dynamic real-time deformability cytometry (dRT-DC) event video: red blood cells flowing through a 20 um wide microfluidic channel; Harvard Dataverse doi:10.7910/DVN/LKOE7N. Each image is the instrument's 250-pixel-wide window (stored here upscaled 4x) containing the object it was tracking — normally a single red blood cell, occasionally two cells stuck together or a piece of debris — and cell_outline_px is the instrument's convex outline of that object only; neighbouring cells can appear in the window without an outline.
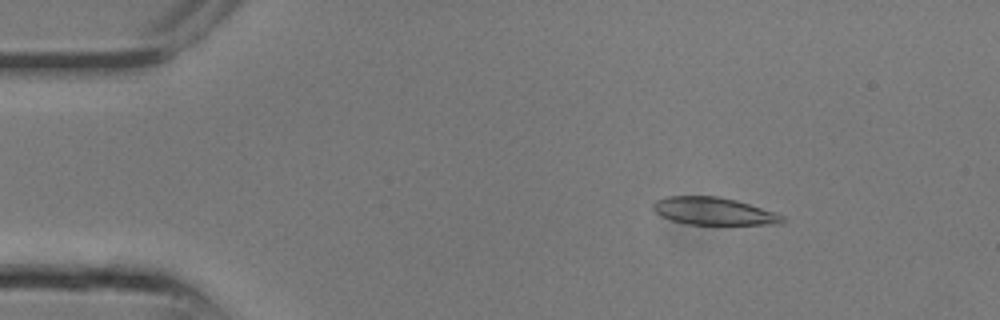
{"species": "common noctule bat (a hibernating species)", "species_latin": "Nyctalus noctula", "temperature_condition": "room temperature", "stored_images_in_passage": 16, "camera_frame_rate_fps": 3000, "um_per_image_px": 0.085, "animal": {"sex": "male", "body_mass_g": 13.3}, "frame": {"image": 1, "passage_image": 4, "time_ms": 1.0, "image_size_px": [1000, 320], "cell_outline_px": [[784, 224], [688, 224], [672, 220], [660, 216], [652, 208], [652, 204], [656, 200], [668, 196], [720, 196], [736, 200], [784, 216]], "centroid_in_image_um": [60.62, 17.94], "position_along_channel_um": 24.4, "area_um2": 20.52}}
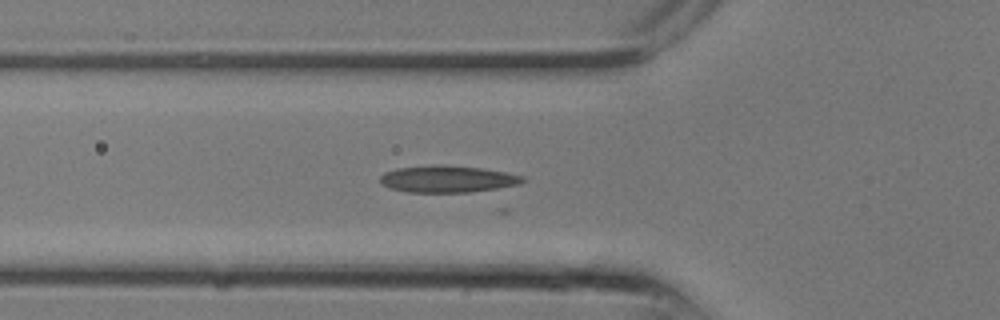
{"frame": {"image": 2, "passage_image": 9, "time_ms": 2.667, "image_size_px": [1000, 320], "cell_outline_px": [[524, 180], [520, 184], [496, 188], [468, 192], [408, 192], [392, 188], [384, 184], [380, 180], [380, 176], [384, 172], [396, 168], [432, 164], [444, 164], [480, 168], [504, 172], [524, 176]], "centroid_in_image_um": [38.02, 15.2], "position_along_channel_um": 87.8, "area_um2": 22.2}}